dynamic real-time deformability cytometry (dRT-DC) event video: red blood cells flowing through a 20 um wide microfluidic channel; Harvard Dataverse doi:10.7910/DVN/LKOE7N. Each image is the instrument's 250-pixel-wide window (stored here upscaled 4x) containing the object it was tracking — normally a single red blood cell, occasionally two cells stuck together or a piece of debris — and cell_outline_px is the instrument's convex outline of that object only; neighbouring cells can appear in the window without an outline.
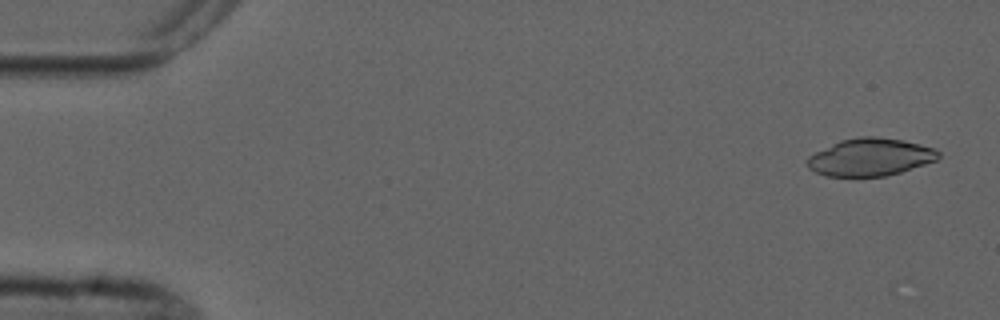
{"species": "common noctule bat (a hibernating species)", "species_latin": "Nyctalus noctula", "temperature_condition": "cold", "stored_images_in_passage": 4, "camera_frame_rate_fps": 3000, "um_per_image_px": 0.085, "animal": {"sex": "male", "forearm_length_mm": 52.5}, "frame": {"image": 1, "passage_image": 1, "time_ms": 0.0, "image_size_px": [1000, 320], "cell_outline_px": [[940, 156], [936, 160], [900, 172], [884, 176], [824, 176], [808, 168], [808, 156], [840, 140], [860, 136], [876, 136], [904, 140], [936, 148], [940, 152]], "centroid_in_image_um": [73.99, 13.34], "position_along_channel_um": 11.0, "area_um2": 28.61}}